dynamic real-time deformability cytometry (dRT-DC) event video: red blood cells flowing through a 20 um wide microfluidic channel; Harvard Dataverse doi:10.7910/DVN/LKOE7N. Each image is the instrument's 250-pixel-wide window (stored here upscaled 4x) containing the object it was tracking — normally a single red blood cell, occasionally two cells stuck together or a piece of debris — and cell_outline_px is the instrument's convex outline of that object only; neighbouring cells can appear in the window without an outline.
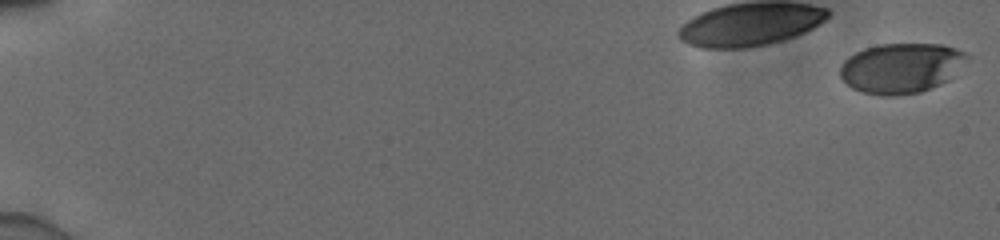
{"species": "human", "species_latin": "Homo sapiens", "temperature_condition": "cold", "stored_images_in_passage": 56, "camera_frame_rate_fps": 3000, "um_per_image_px": 0.085, "donor": {"sex": "male"}, "frame": {"image": 1, "passage_image": 1, "time_ms": 0.0, "image_size_px": [1000, 240], "cell_outline_px": [[968, 56], [948, 80], [940, 84], [920, 92], [892, 96], [880, 96], [860, 92], [852, 88], [840, 76], [840, 64], [848, 56], [864, 48], [880, 44], [944, 44], [956, 48], [964, 52]], "centroid_in_image_um": [76.54, 5.78], "position_along_channel_um": 8.5, "area_um2": 36.93}}
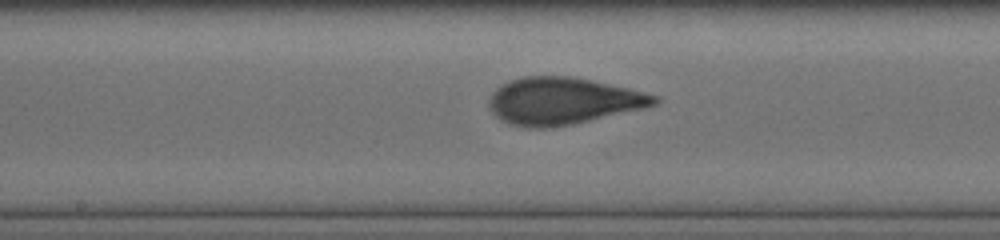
{"frame": {"image": 2, "passage_image": 32, "time_ms": 10.333, "image_size_px": [1000, 240], "cell_outline_px": [[660, 100], [656, 104], [644, 108], [572, 124], [548, 128], [524, 128], [508, 124], [500, 120], [492, 112], [488, 104], [488, 100], [492, 92], [496, 88], [512, 80], [524, 76], [568, 76], [628, 88], [656, 96]], "centroid_in_image_um": [47.78, 8.6], "position_along_channel_um": 200.4, "area_um2": 44.97}}
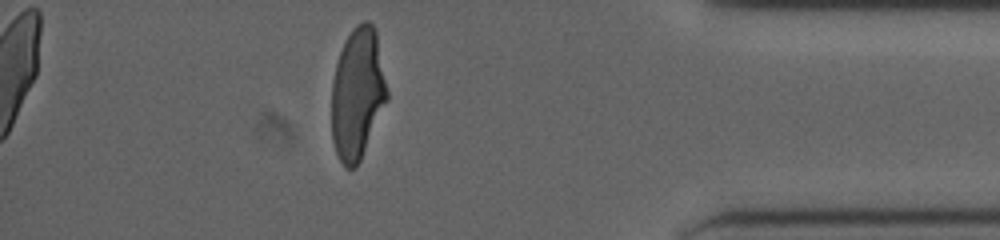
{"frame": {"image": 3, "passage_image": 50, "time_ms": 16.333, "image_size_px": [1000, 240], "cell_outline_px": [[388, 100], [360, 160], [356, 168], [344, 168], [336, 152], [332, 140], [332, 84], [336, 64], [340, 52], [352, 28], [356, 24], [364, 20], [368, 20], [372, 24], [376, 32], [388, 92]], "centroid_in_image_um": [30.39, 7.97], "position_along_channel_um": 404.8, "area_um2": 42.37}, "authors_computed_cell_mechanics": {"area_um2": 42.4541, "velocity_mm_per_s": 3.9059, "shape_relaxation_time_tau1_ms": 3.5977, "shape_relaxation_time_tau2_ms": 0.6562, "deformation_change_tau1": 0.1933, "deformation_change_tau2": 0.0834}}